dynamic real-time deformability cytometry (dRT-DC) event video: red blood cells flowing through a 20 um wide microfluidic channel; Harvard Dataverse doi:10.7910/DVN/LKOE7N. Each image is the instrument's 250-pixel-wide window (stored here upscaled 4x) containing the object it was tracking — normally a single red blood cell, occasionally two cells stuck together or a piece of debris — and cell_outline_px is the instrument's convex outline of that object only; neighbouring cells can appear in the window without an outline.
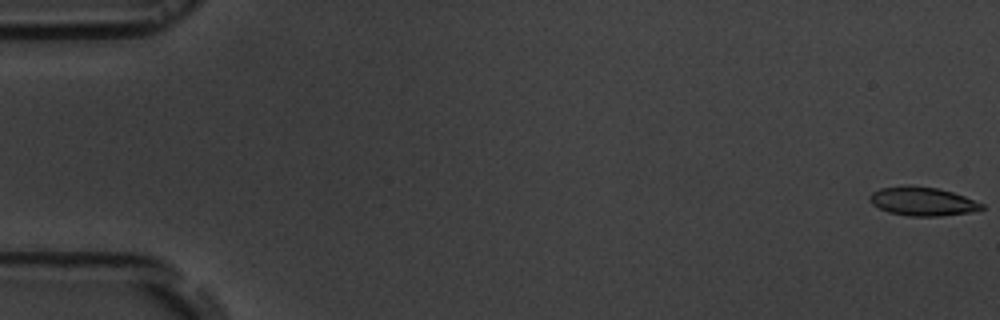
{"species": "common noctule bat (a hibernating species)", "species_latin": "Nyctalus noctula", "temperature_condition": "room temperature", "stored_images_in_passage": 5, "camera_frame_rate_fps": 3000, "um_per_image_px": 0.085, "animal": {"sex": "male", "body_mass_g": 19.5, "forearm_length_mm": 54.6}, "frame": {"image": 1, "passage_image": 1, "time_ms": 0.0, "image_size_px": [1000, 320], "cell_outline_px": [[984, 208], [968, 212], [940, 216], [908, 216], [888, 212], [872, 204], [868, 200], [868, 196], [872, 192], [880, 188], [908, 184], [936, 188], [952, 192], [964, 196], [984, 204]], "centroid_in_image_um": [78.35, 17.1], "position_along_channel_um": 6.6, "area_um2": 18.79}}
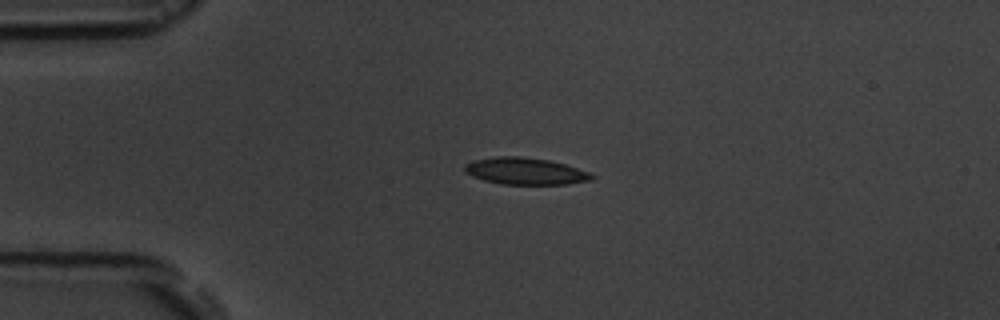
{"frame": {"image": 2, "passage_image": 5, "time_ms": 4.333, "image_size_px": [1000, 320], "cell_outline_px": [[596, 176], [592, 180], [568, 184], [500, 184], [484, 180], [472, 176], [464, 172], [464, 164], [472, 160], [496, 156], [520, 156], [548, 160], [564, 164], [588, 172]], "centroid_in_image_um": [44.61, 14.54], "position_along_channel_um": 40.4, "area_um2": 19.94}}